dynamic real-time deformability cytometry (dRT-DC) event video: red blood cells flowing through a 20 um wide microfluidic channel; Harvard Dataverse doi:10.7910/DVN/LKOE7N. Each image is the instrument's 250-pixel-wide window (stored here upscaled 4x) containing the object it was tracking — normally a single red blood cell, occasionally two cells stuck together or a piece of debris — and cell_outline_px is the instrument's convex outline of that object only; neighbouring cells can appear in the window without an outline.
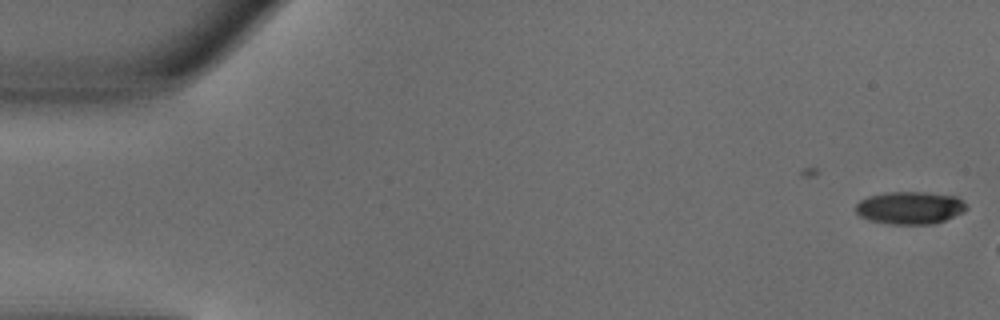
{"species": "common noctule bat (a hibernating species)", "species_latin": "Nyctalus noctula", "temperature_condition": "warm", "stored_images_in_passage": 5, "camera_frame_rate_fps": 3000, "um_per_image_px": 0.085, "animal": {"sex": "male", "body_mass_g": 18.8}, "frame": {"image": 1, "passage_image": 5, "time_ms": 1.333, "image_size_px": [1000, 320], "cell_outline_px": [[968, 208], [964, 212], [944, 220], [932, 224], [888, 224], [868, 220], [860, 216], [856, 212], [856, 204], [860, 200], [868, 196], [884, 192], [924, 192], [956, 196], [964, 200]], "centroid_in_image_um": [77.35, 17.66], "position_along_channel_um": 7.7, "area_um2": 21.21}}